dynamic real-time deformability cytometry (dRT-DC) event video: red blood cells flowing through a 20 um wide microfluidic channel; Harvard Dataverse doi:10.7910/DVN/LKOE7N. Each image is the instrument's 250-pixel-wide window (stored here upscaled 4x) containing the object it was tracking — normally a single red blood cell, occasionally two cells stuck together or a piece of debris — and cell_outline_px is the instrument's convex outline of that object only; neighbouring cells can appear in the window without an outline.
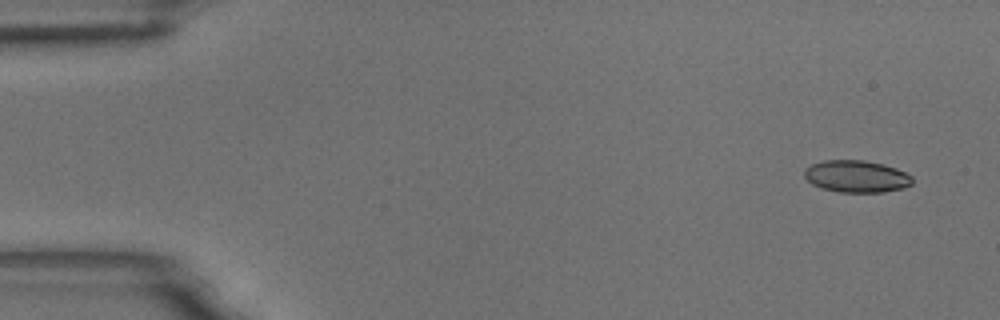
{"species": "common noctule bat (a hibernating species)", "species_latin": "Nyctalus noctula", "temperature_condition": "room temperature", "stored_images_in_passage": 5, "camera_frame_rate_fps": 3000, "um_per_image_px": 0.085, "animal": {"sex": "male", "body_mass_g": 18.8}, "frame": {"image": 1, "passage_image": 1, "time_ms": 0.0, "image_size_px": [1000, 320], "cell_outline_px": [[912, 184], [904, 188], [884, 192], [840, 192], [820, 188], [812, 184], [804, 176], [804, 168], [812, 164], [824, 160], [864, 160], [884, 164], [896, 168], [912, 176]], "centroid_in_image_um": [72.79, 14.99], "position_along_channel_um": 12.2, "area_um2": 20.29}}
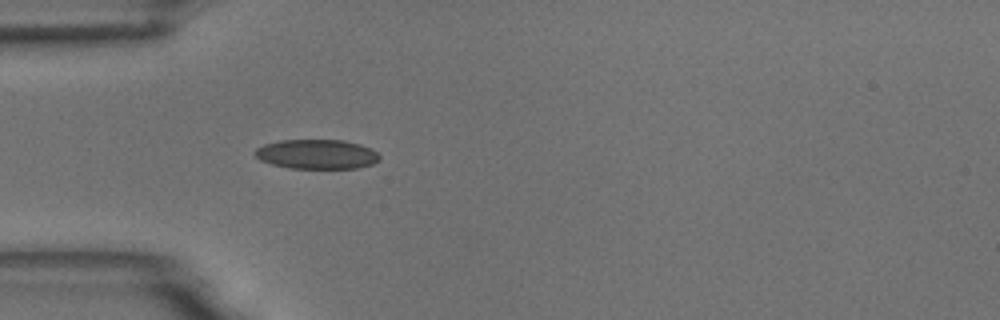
{"frame": {"image": 2, "passage_image": 5, "time_ms": 1.333, "image_size_px": [1000, 320], "cell_outline_px": [[380, 160], [372, 164], [356, 168], [288, 168], [272, 164], [260, 160], [252, 152], [256, 148], [264, 144], [280, 140], [344, 140], [360, 144], [372, 148], [380, 156]], "centroid_in_image_um": [26.92, 13.1], "position_along_channel_um": 58.1, "area_um2": 21.56}}